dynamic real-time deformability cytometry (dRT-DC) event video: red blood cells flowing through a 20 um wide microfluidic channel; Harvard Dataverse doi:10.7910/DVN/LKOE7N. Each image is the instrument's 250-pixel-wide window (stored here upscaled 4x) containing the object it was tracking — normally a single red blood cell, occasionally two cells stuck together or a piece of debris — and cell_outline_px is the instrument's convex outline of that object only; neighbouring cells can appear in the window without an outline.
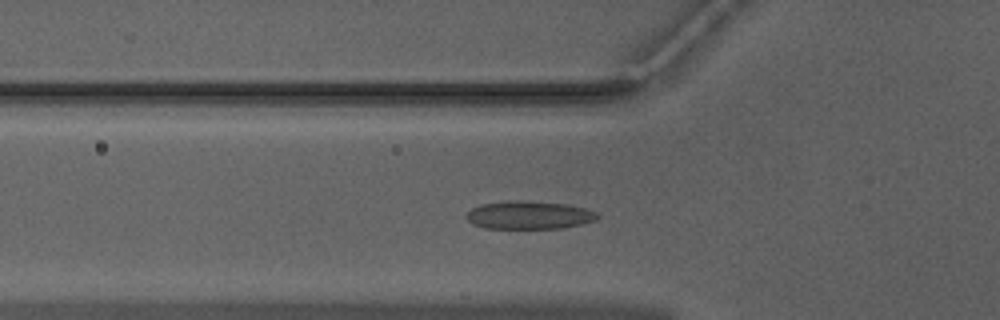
{"species": "Egyptian fruit bat (a non-hibernating species)", "species_latin": "Rousettus aegyptiacus", "temperature_condition": "warm", "stored_images_in_passage": 45, "camera_frame_rate_fps": 3000, "um_per_image_px": 0.085, "animal": {"sex": "male"}, "frame": {"image": 1, "passage_image": 10, "time_ms": 3.0, "image_size_px": [1000, 320], "cell_outline_px": [[600, 216], [596, 220], [584, 224], [560, 228], [484, 228], [472, 224], [468, 220], [468, 212], [472, 208], [480, 204], [512, 200], [528, 200], [564, 204], [584, 208], [596, 212]], "centroid_in_image_um": [44.98, 18.28], "position_along_channel_um": 80.8, "area_um2": 21.44}}
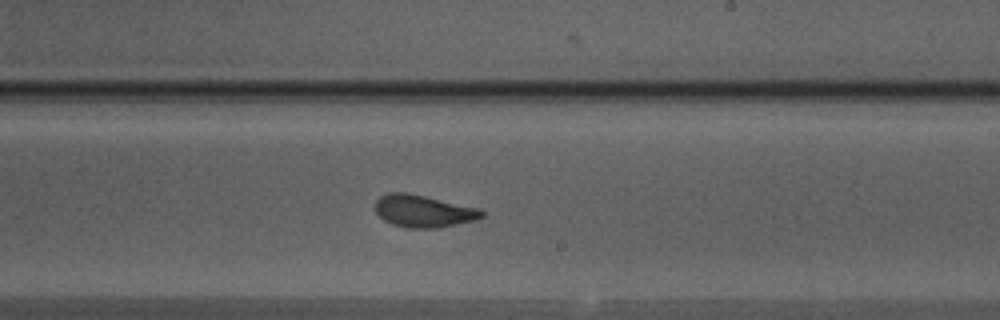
{"frame": {"image": 2, "passage_image": 23, "time_ms": 7.333, "image_size_px": [1000, 320], "cell_outline_px": [[484, 216], [472, 220], [440, 228], [408, 228], [392, 224], [384, 220], [376, 212], [376, 200], [380, 196], [388, 192], [408, 192], [480, 208], [484, 212]], "centroid_in_image_um": [35.98, 17.93], "position_along_channel_um": 253.0, "area_um2": 20.06}}
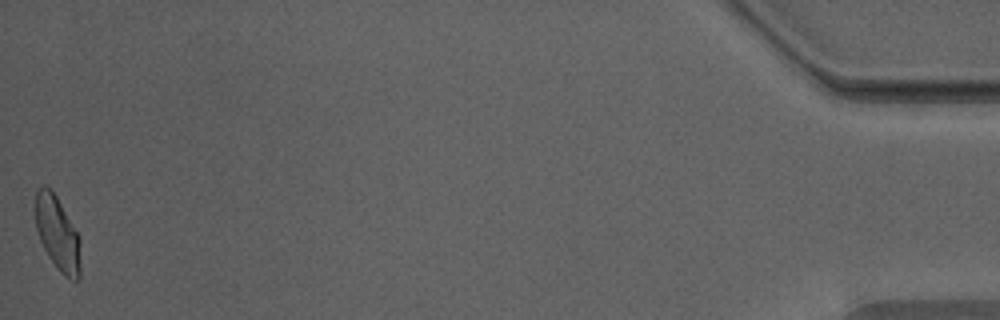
{"frame": {"image": 3, "passage_image": 44, "time_ms": 14.333, "image_size_px": [1000, 320], "cell_outline_px": [[80, 276], [76, 280], [72, 280], [64, 276], [60, 272], [48, 256], [40, 240], [36, 228], [36, 188], [52, 188], [80, 236]], "centroid_in_image_um": [4.91, 19.86], "position_along_channel_um": 430.3, "area_um2": 19.48}}